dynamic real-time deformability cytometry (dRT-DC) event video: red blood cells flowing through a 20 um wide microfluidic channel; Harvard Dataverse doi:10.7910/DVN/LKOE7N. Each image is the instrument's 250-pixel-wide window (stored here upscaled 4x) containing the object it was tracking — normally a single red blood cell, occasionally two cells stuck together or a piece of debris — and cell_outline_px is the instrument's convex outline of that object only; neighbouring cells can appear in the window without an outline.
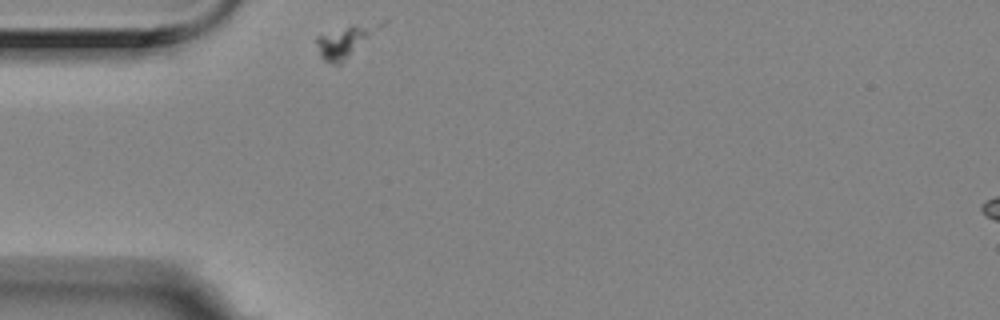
{"species": "Egyptian fruit bat (a non-hibernating species)", "species_latin": "Rousettus aegyptiacus", "temperature_condition": "room temperature", "stored_images_in_passage": 32, "camera_frame_rate_fps": 3000, "um_per_image_px": 0.085, "animal": {"sex": "female"}, "frame": {"image": 1, "passage_image": 1, "time_ms": 0.0, "image_size_px": [1000, 320], "cell_outline_px": [[388, 20], [384, 24], [340, 64], [336, 64], [324, 60], [320, 56], [316, 44], [316, 36], [348, 28], [384, 20]], "centroid_in_image_um": [29.32, 3.53], "position_along_channel_um": 55.7, "area_um2": 10.75}}